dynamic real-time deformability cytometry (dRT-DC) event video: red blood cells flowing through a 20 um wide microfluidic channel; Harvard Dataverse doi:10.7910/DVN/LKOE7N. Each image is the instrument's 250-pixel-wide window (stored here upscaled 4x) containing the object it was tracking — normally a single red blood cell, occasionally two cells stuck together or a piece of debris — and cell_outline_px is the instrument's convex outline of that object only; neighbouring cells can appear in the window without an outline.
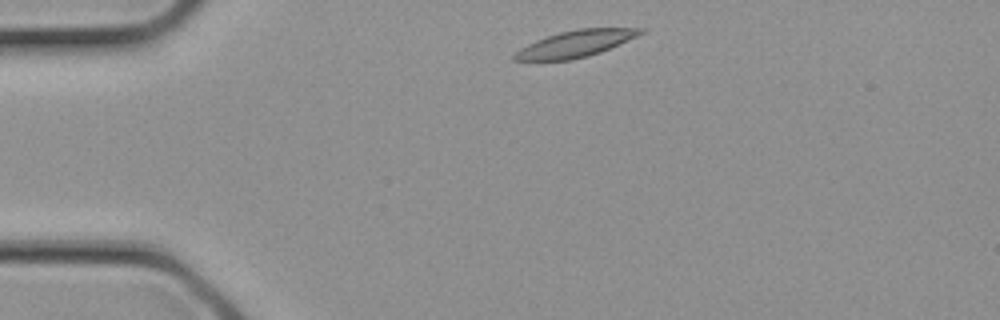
{"species": "common noctule bat (a hibernating species)", "species_latin": "Nyctalus noctula", "temperature_condition": "cold", "stored_images_in_passage": 23, "camera_frame_rate_fps": 3000, "um_per_image_px": 0.085, "animal": {"sex": "female", "body_mass_g": 21.9}, "frame": {"image": 1, "passage_image": 1, "time_ms": 0.0, "image_size_px": [1000, 320], "cell_outline_px": [[644, 32], [636, 36], [600, 52], [588, 56], [572, 60], [512, 60], [512, 56], [520, 48], [536, 40], [560, 32], [576, 28], [644, 28]], "centroid_in_image_um": [48.89, 3.72], "position_along_channel_um": 36.1, "area_um2": 19.25}}
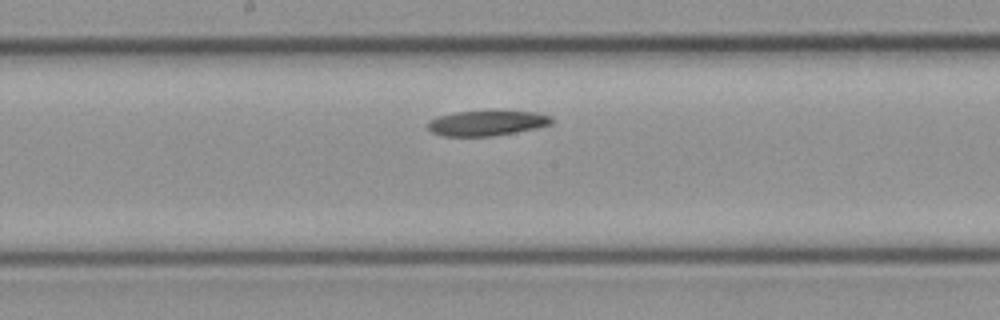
{"frame": {"image": 2, "passage_image": 10, "time_ms": 3.0, "image_size_px": [1000, 320], "cell_outline_px": [[552, 124], [536, 128], [516, 132], [492, 136], [440, 136], [432, 132], [428, 128], [428, 120], [436, 116], [456, 112], [504, 108], [532, 112], [552, 116]], "centroid_in_image_um": [41.39, 10.42], "position_along_channel_um": 206.8, "area_um2": 19.02}}
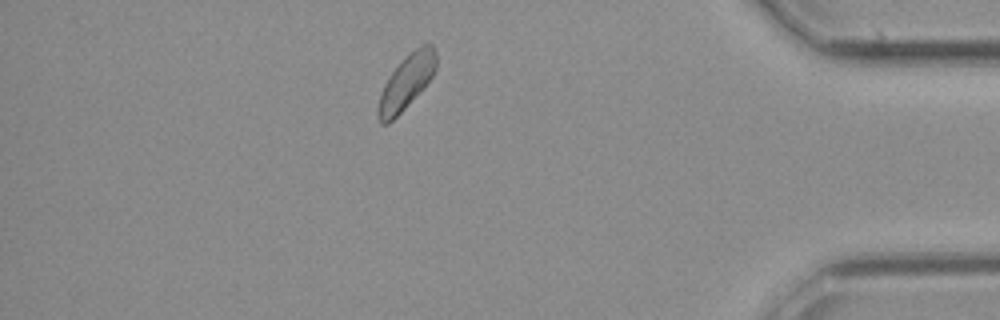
{"frame": {"image": 3, "passage_image": 20, "time_ms": 6.333, "image_size_px": [1000, 320], "cell_outline_px": [[436, 68], [432, 76], [404, 108], [388, 124], [380, 124], [376, 116], [376, 108], [380, 92], [388, 76], [416, 48], [424, 44], [432, 44], [436, 52]], "centroid_in_image_um": [34.49, 7.02], "position_along_channel_um": 400.7, "area_um2": 17.86}}